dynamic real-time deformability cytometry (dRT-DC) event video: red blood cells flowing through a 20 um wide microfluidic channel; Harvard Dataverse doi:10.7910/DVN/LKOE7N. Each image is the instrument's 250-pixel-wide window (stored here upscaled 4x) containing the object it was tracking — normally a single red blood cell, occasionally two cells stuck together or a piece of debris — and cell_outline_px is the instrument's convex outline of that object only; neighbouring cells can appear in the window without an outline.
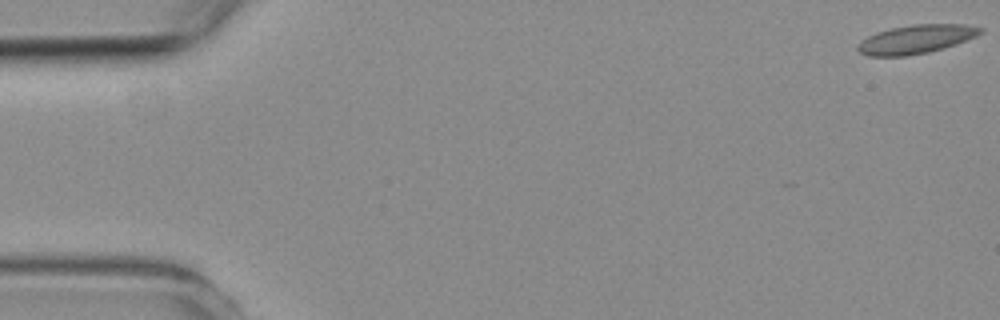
{"species": "common noctule bat (a hibernating species)", "species_latin": "Nyctalus noctula", "temperature_condition": "room temperature", "stored_images_in_passage": 4, "camera_frame_rate_fps": 3000, "um_per_image_px": 0.085, "animal": {"sex": "female", "body_mass_g": 19.3, "forearm_length_mm": 54.1}, "frame": {"image": 1, "passage_image": 1, "time_ms": 0.0, "image_size_px": [1000, 320], "cell_outline_px": [[984, 32], [976, 36], [956, 44], [944, 48], [928, 52], [904, 56], [868, 56], [860, 52], [856, 48], [860, 40], [876, 32], [892, 28], [916, 24], [968, 24], [984, 28]], "centroid_in_image_um": [77.88, 3.33], "position_along_channel_um": 7.1, "area_um2": 20.58}}
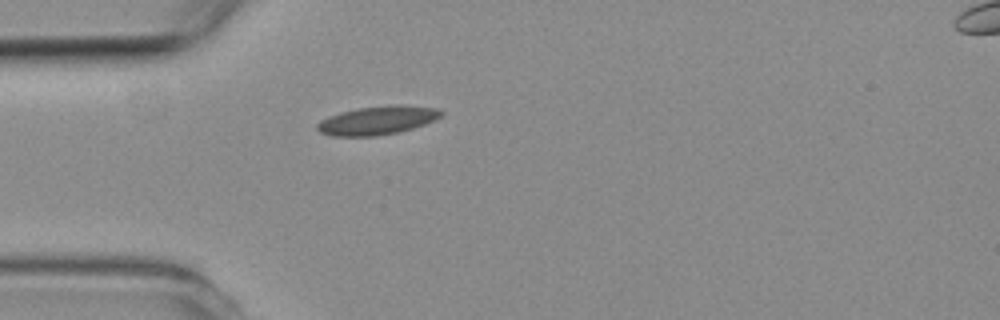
{"frame": {"image": 2, "passage_image": 4, "time_ms": 4.667, "image_size_px": [1000, 320], "cell_outline_px": [[444, 112], [440, 116], [424, 124], [412, 128], [396, 132], [376, 136], [332, 136], [320, 132], [316, 128], [316, 124], [320, 120], [340, 112], [360, 108], [392, 104], [400, 104], [436, 108]], "centroid_in_image_um": [32.05, 10.22], "position_along_channel_um": 53.0, "area_um2": 20.46}}